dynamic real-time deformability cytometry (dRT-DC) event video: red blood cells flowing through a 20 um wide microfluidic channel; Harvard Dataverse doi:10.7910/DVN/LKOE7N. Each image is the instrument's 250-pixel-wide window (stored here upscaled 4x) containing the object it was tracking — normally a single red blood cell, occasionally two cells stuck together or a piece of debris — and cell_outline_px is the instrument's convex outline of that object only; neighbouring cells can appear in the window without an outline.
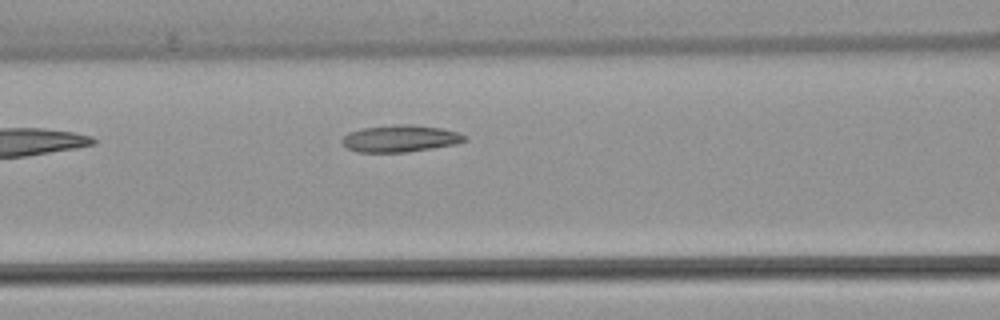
{"species": "common noctule bat (a hibernating species)", "species_latin": "Nyctalus noctula", "temperature_condition": "warm", "stored_images_in_passage": 5, "camera_frame_rate_fps": 3000, "um_per_image_px": 0.085, "animal": {"sex": "female", "body_mass_g": 22.7, "forearm_length_mm": 54.2}, "frame": {"image": 1, "passage_image": 5, "time_ms": 5.0, "image_size_px": [1000, 320], "cell_outline_px": [[468, 140], [456, 144], [408, 152], [356, 152], [348, 148], [340, 140], [348, 132], [364, 128], [400, 124], [412, 124], [440, 128], [456, 132], [468, 136]], "centroid_in_image_um": [34.04, 11.78], "position_along_channel_um": 132.6, "area_um2": 19.19}}